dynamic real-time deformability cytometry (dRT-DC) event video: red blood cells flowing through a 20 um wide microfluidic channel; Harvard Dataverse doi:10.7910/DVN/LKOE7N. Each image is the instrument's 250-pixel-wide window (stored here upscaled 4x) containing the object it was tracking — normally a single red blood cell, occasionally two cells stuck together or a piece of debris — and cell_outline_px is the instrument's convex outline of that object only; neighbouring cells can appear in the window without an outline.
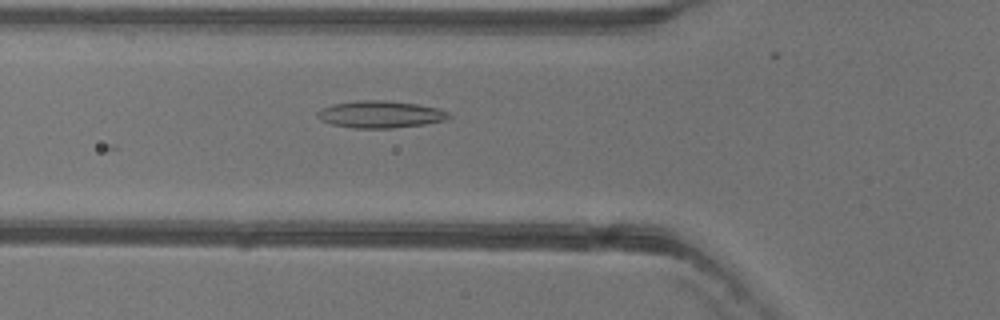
{"species": "common noctule bat (a hibernating species)", "species_latin": "Nyctalus noctula", "temperature_condition": "warm", "stored_images_in_passage": 10, "camera_frame_rate_fps": 3000, "um_per_image_px": 0.085, "animal": {"sex": "female"}, "frame": {"image": 1, "passage_image": 6, "time_ms": 1.667, "image_size_px": [1000, 320], "cell_outline_px": [[452, 116], [444, 120], [424, 124], [392, 128], [356, 128], [332, 124], [320, 120], [316, 116], [316, 112], [320, 108], [332, 104], [356, 100], [388, 100], [416, 104], [436, 108], [448, 112]], "centroid_in_image_um": [32.27, 9.71], "position_along_channel_um": 93.5, "area_um2": 20.75}}
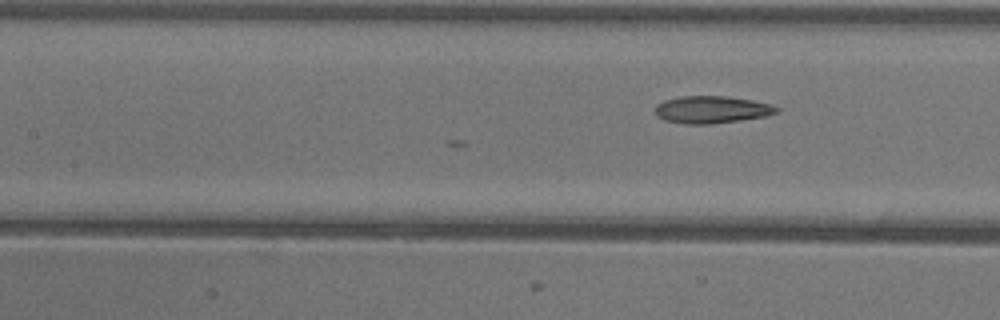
{"frame": {"image": 2, "passage_image": 10, "time_ms": 3.0, "image_size_px": [1000, 320], "cell_outline_px": [[780, 112], [764, 116], [740, 120], [712, 124], [684, 124], [664, 120], [656, 116], [656, 104], [664, 100], [680, 96], [728, 96], [752, 100], [768, 104], [780, 108]], "centroid_in_image_um": [60.47, 9.32], "position_along_channel_um": 146.9, "area_um2": 19.36}}